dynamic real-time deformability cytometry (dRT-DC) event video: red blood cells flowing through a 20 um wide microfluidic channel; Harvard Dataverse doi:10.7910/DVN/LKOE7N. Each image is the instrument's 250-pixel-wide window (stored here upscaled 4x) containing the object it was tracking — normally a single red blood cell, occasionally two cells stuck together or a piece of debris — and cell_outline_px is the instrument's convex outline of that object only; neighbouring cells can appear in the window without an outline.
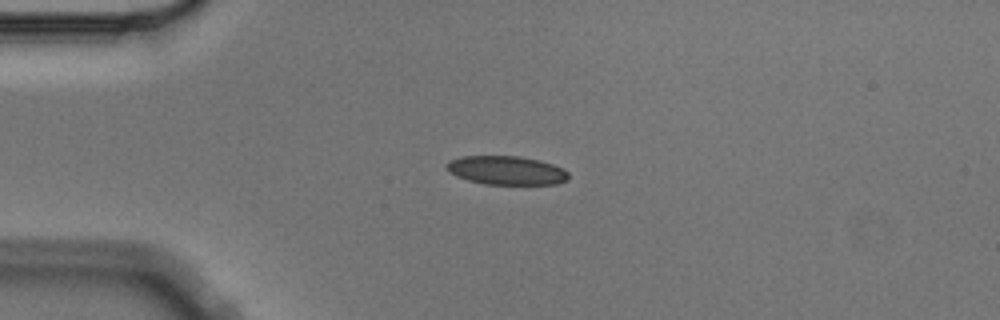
{"species": "Egyptian fruit bat (a non-hibernating species)", "species_latin": "Rousettus aegyptiacus", "temperature_condition": "cold", "stored_images_in_passage": 4, "camera_frame_rate_fps": 3000, "um_per_image_px": 0.085, "animal": {"sex": "male"}, "frame": {"image": 1, "passage_image": 3, "time_ms": 0.667, "image_size_px": [1000, 320], "cell_outline_px": [[568, 180], [556, 184], [484, 184], [468, 180], [456, 176], [448, 172], [444, 164], [448, 160], [460, 156], [520, 156], [540, 160], [564, 168], [568, 172]], "centroid_in_image_um": [43.01, 14.47], "position_along_channel_um": 42.0, "area_um2": 20.69}}